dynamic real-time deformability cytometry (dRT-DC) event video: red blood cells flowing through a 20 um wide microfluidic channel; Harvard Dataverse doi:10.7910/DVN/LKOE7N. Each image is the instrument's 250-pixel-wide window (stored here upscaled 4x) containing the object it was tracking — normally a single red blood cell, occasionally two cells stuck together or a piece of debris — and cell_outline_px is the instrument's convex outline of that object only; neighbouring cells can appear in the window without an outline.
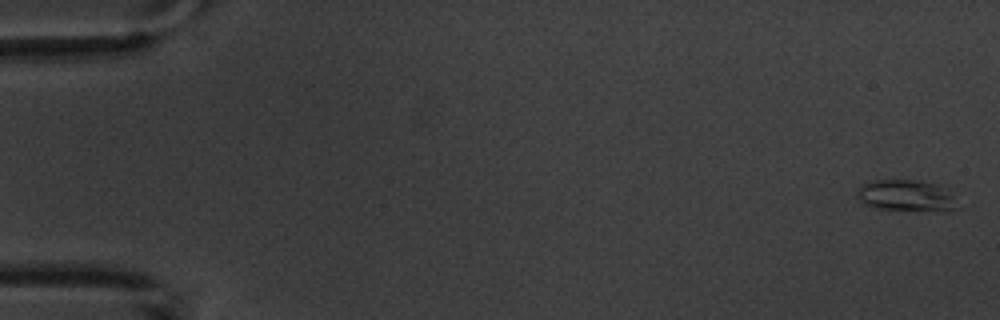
{"species": "common noctule bat (a hibernating species)", "species_latin": "Nyctalus noctula", "temperature_condition": "warm", "stored_images_in_passage": 5, "camera_frame_rate_fps": 3000, "um_per_image_px": 0.085, "animal": {"sex": "male", "body_mass_g": 20.1, "forearm_length_mm": 53.5}, "frame": {"image": 1, "passage_image": 1, "time_ms": 0.0, "image_size_px": [1000, 320], "cell_outline_px": [[964, 208], [948, 212], [876, 208], [864, 204], [860, 200], [856, 192], [856, 188], [872, 180], [916, 180], [936, 184], [952, 196]], "centroid_in_image_um": [77.08, 16.66], "position_along_channel_um": 7.9, "area_um2": 18.61}}
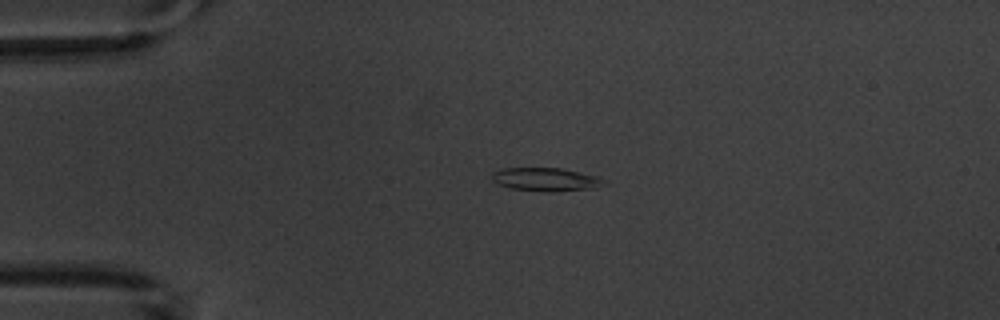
{"frame": {"image": 2, "passage_image": 4, "time_ms": 4.0, "image_size_px": [1000, 320], "cell_outline_px": [[608, 180], [596, 188], [556, 192], [548, 192], [512, 188], [496, 184], [492, 180], [492, 172], [500, 168], [564, 168], [600, 176]], "centroid_in_image_um": [46.43, 15.24], "position_along_channel_um": 38.6, "area_um2": 15.61}}